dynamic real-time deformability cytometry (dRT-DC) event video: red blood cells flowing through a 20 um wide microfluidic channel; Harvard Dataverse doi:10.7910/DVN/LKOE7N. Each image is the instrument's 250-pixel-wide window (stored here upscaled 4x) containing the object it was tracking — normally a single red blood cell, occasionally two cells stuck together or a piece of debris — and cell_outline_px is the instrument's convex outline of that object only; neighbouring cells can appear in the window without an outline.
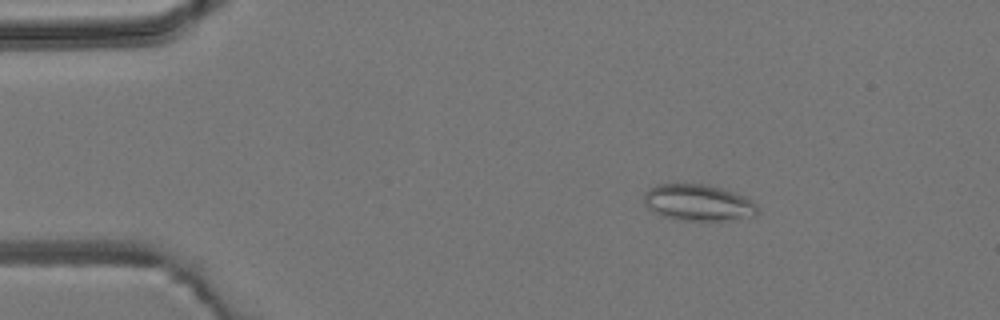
{"species": "common noctule bat (a hibernating species)", "species_latin": "Nyctalus noctula", "temperature_condition": "room temperature", "stored_images_in_passage": 5, "camera_frame_rate_fps": 3000, "um_per_image_px": 0.085, "animal": {"sex": "male", "body_mass_g": 19.2, "forearm_length_mm": 51.8}, "frame": {"image": 1, "passage_image": 3, "time_ms": 2.333, "image_size_px": [1000, 320], "cell_outline_px": [[760, 212], [756, 216], [732, 220], [684, 220], [660, 216], [648, 208], [644, 204], [644, 192], [660, 184], [704, 184], [720, 188], [744, 196], [752, 200], [756, 204]], "centroid_in_image_um": [59.38, 17.24], "position_along_channel_um": 25.6, "area_um2": 24.1}}